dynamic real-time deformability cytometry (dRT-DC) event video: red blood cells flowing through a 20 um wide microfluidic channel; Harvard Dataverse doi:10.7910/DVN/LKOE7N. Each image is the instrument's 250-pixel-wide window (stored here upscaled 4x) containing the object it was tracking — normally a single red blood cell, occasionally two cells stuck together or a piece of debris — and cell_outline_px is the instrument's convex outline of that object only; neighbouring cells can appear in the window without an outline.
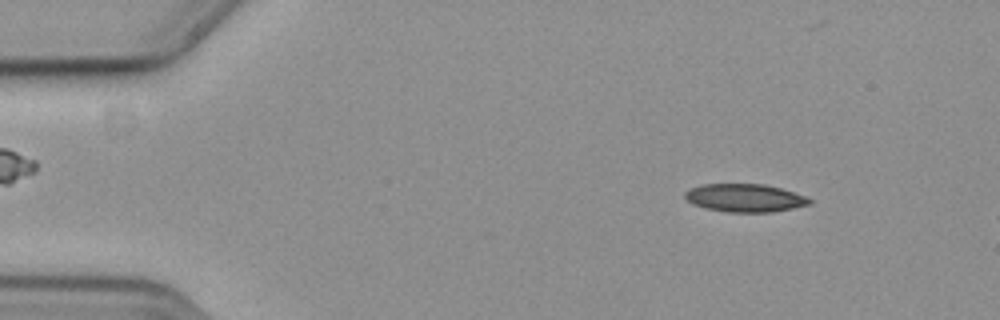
{"species": "common noctule bat (a hibernating species)", "species_latin": "Nyctalus noctula", "temperature_condition": "cold", "stored_images_in_passage": 14, "camera_frame_rate_fps": 3000, "um_per_image_px": 0.085, "animal": {"sex": "female", "body_mass_g": 19.3, "forearm_length_mm": 54.1}, "frame": {"image": 1, "passage_image": 7, "time_ms": 2.0, "image_size_px": [1000, 320], "cell_outline_px": [[812, 204], [772, 212], [724, 212], [704, 208], [692, 204], [684, 196], [684, 192], [692, 188], [704, 184], [764, 184], [780, 188], [804, 196], [812, 200]], "centroid_in_image_um": [63.29, 16.83], "position_along_channel_um": 21.7, "area_um2": 20.29}}